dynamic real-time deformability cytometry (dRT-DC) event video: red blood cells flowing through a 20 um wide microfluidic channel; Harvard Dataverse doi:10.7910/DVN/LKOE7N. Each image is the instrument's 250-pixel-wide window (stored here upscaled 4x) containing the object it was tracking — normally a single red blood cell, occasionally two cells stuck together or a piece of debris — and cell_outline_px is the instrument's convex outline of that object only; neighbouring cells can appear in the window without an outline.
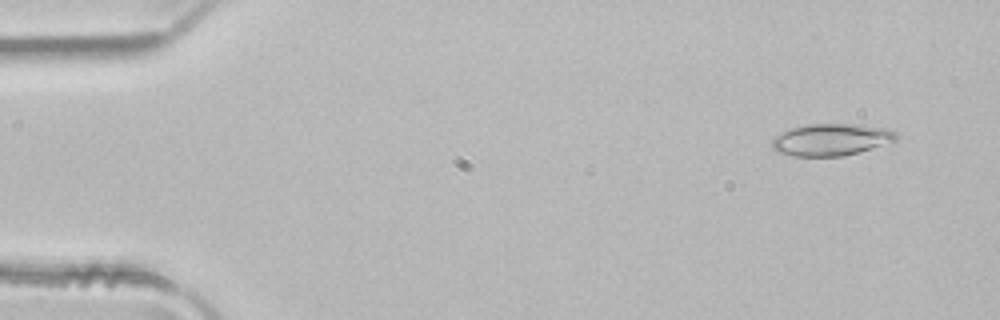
{"species": "common noctule bat (a hibernating species)", "species_latin": "Nyctalus noctula", "temperature_condition": "room temperature", "stored_images_in_passage": 3, "camera_frame_rate_fps": 3000, "um_per_image_px": 0.085, "animal": {"sex": "male", "body_mass_g": 21.5, "forearm_length_mm": 52.0}, "frame": {"image": 1, "passage_image": 1, "time_ms": 0.0, "image_size_px": [1000, 320], "cell_outline_px": [[896, 140], [844, 156], [792, 156], [776, 152], [772, 148], [772, 140], [776, 136], [792, 128], [808, 124], [860, 124], [888, 128], [896, 136]], "centroid_in_image_um": [70.6, 11.87], "position_along_channel_um": 14.4, "area_um2": 22.83}}
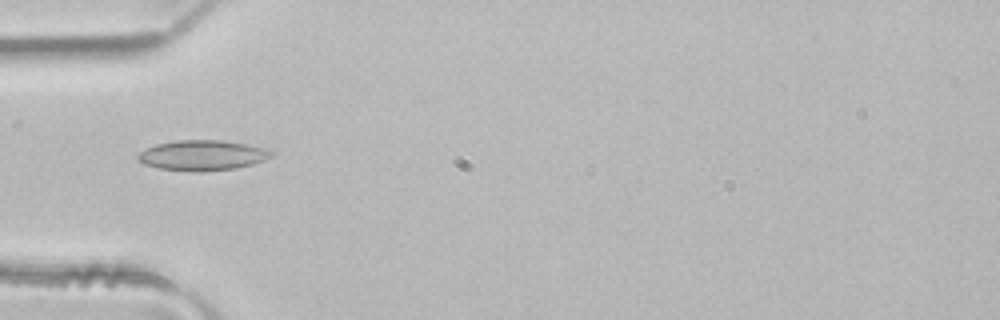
{"frame": {"image": 2, "passage_image": 3, "time_ms": 0.667, "image_size_px": [1000, 320], "cell_outline_px": [[272, 156], [264, 160], [252, 164], [236, 168], [200, 172], [156, 168], [144, 164], [136, 160], [136, 156], [140, 152], [156, 144], [176, 140], [224, 140], [264, 148], [272, 152]], "centroid_in_image_um": [17.16, 13.2], "position_along_channel_um": 67.8, "area_um2": 23.47}}